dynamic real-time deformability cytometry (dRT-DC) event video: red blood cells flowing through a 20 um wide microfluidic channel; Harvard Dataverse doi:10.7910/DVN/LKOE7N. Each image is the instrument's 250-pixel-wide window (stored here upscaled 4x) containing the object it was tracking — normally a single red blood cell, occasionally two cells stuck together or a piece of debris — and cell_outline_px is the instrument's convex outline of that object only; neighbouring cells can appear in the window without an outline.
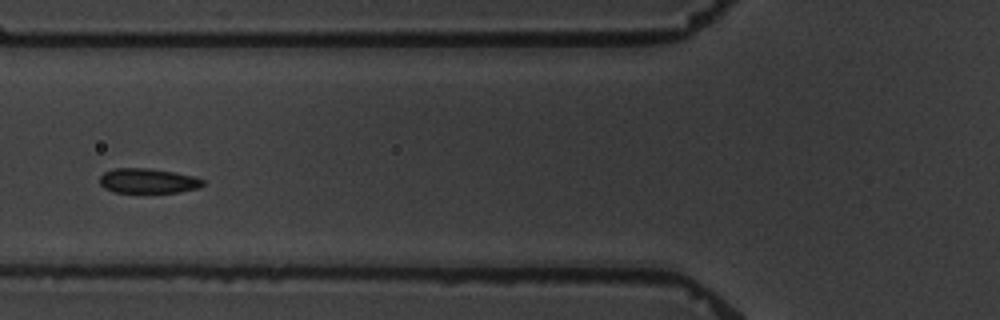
{"species": "common noctule bat (a hibernating species)", "species_latin": "Nyctalus noctula", "temperature_condition": "warm", "stored_images_in_passage": 8, "camera_frame_rate_fps": 3000, "um_per_image_px": 0.085, "animal": {"sex": "male", "body_mass_g": 19.5, "forearm_length_mm": 54.6}, "frame": {"image": 1, "passage_image": 5, "time_ms": 4.667, "image_size_px": [1000, 320], "cell_outline_px": [[204, 184], [200, 188], [180, 192], [116, 192], [104, 188], [100, 184], [100, 176], [104, 172], [112, 168], [148, 168], [172, 172], [192, 176], [204, 180]], "centroid_in_image_um": [12.57, 15.37], "position_along_channel_um": 113.2, "area_um2": 14.85}}
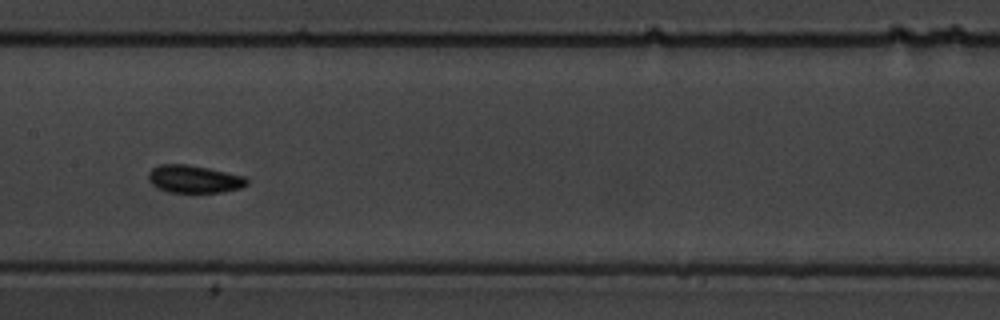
{"frame": {"image": 2, "passage_image": 7, "time_ms": 7.0, "image_size_px": [1000, 320], "cell_outline_px": [[248, 184], [240, 188], [224, 192], [168, 192], [156, 188], [148, 180], [148, 172], [152, 168], [160, 164], [188, 164], [208, 168], [244, 176], [248, 180]], "centroid_in_image_um": [16.47, 15.22], "position_along_channel_um": 190.9, "area_um2": 15.95}}
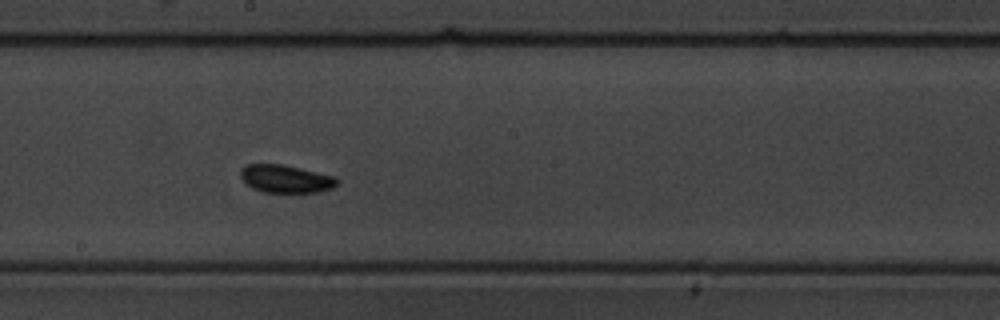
{"frame": {"image": 3, "passage_image": 8, "time_ms": 8.0, "image_size_px": [1000, 320], "cell_outline_px": [[340, 180], [332, 188], [316, 192], [260, 192], [252, 188], [240, 176], [240, 168], [244, 164], [284, 164], [336, 176]], "centroid_in_image_um": [24.28, 15.18], "position_along_channel_um": 223.9, "area_um2": 15.84}}